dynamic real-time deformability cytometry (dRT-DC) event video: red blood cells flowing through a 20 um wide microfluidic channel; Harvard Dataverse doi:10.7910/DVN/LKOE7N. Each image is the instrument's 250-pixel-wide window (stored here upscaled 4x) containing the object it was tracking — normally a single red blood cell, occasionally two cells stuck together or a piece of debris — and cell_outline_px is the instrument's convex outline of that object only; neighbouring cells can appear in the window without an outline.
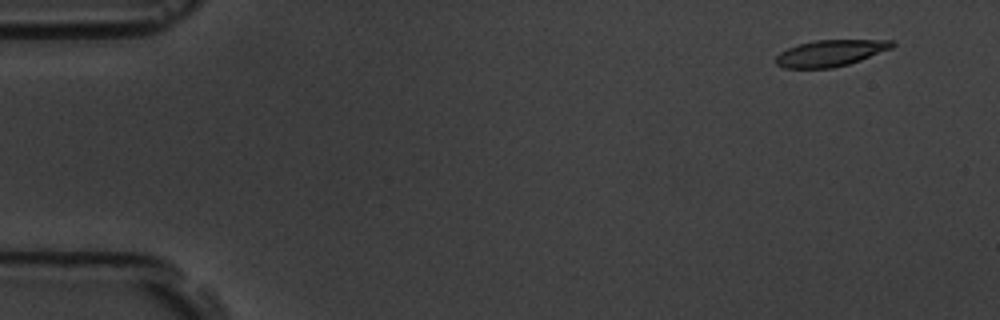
{"species": "common noctule bat (a hibernating species)", "species_latin": "Nyctalus noctula", "temperature_condition": "room temperature", "stored_images_in_passage": 4, "camera_frame_rate_fps": 3000, "um_per_image_px": 0.085, "animal": {"sex": "male", "body_mass_g": 19.5, "forearm_length_mm": 54.6}, "frame": {"image": 1, "passage_image": 1, "time_ms": 0.0, "image_size_px": [1000, 320], "cell_outline_px": [[896, 44], [892, 48], [860, 60], [848, 64], [832, 68], [784, 68], [776, 64], [776, 56], [780, 52], [788, 48], [800, 44], [816, 40], [892, 40]], "centroid_in_image_um": [70.59, 4.51], "position_along_channel_um": 14.4, "area_um2": 17.74}}
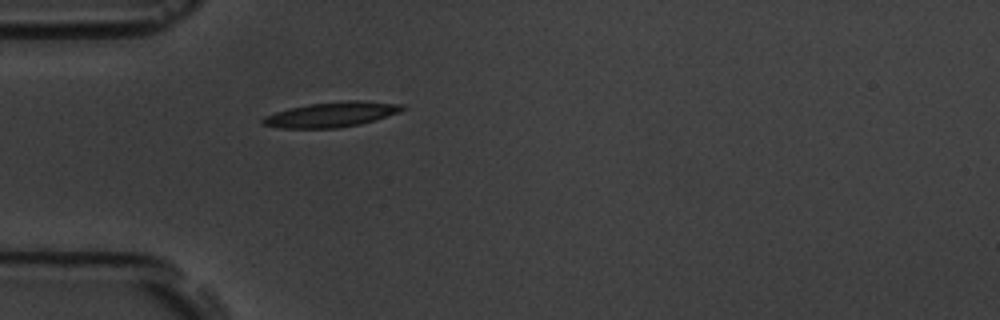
{"frame": {"image": 2, "passage_image": 4, "time_ms": 4.333, "image_size_px": [1000, 320], "cell_outline_px": [[408, 108], [400, 112], [360, 124], [340, 128], [280, 128], [264, 124], [260, 120], [264, 116], [276, 112], [308, 104], [344, 100], [360, 100], [404, 104]], "centroid_in_image_um": [28.23, 9.72], "position_along_channel_um": 56.8, "area_um2": 20.4}}